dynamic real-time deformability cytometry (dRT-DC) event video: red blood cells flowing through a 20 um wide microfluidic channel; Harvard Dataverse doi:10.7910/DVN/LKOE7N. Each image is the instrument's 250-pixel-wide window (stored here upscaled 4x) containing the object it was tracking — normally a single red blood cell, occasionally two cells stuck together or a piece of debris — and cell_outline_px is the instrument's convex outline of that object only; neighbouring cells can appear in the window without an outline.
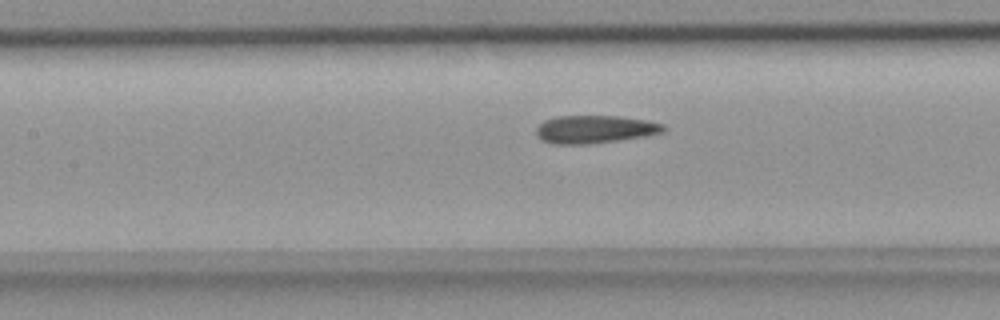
{"species": "common noctule bat (a hibernating species)", "species_latin": "Nyctalus noctula", "temperature_condition": "room temperature", "stored_images_in_passage": 32, "camera_frame_rate_fps": 3000, "um_per_image_px": 0.085, "animal": {"sex": "female", "body_mass_g": 18.4}, "frame": {"image": 1, "passage_image": 7, "time_ms": 2.0, "image_size_px": [1000, 320], "cell_outline_px": [[668, 128], [664, 132], [648, 136], [592, 144], [552, 144], [540, 140], [536, 136], [536, 128], [544, 120], [556, 116], [616, 116], [644, 120], [664, 124]], "centroid_in_image_um": [50.56, 11.0], "position_along_channel_um": 156.8, "area_um2": 20.98}}
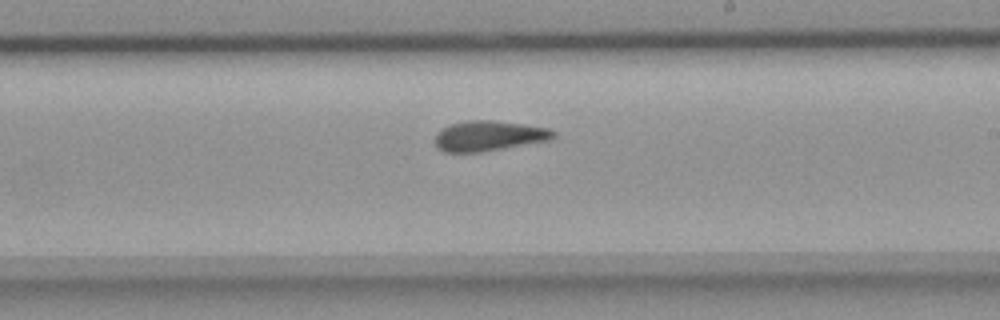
{"frame": {"image": 2, "passage_image": 14, "time_ms": 4.333, "image_size_px": [1000, 320], "cell_outline_px": [[556, 136], [548, 140], [480, 152], [444, 152], [436, 148], [436, 132], [440, 128], [452, 124], [468, 120], [492, 120], [524, 124], [548, 128], [556, 132]], "centroid_in_image_um": [41.52, 11.54], "position_along_channel_um": 247.5, "area_um2": 20.75}}
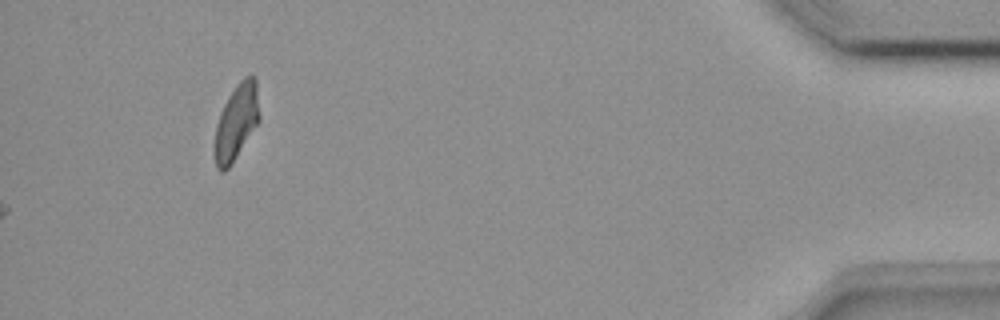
{"frame": {"image": 3, "passage_image": 32, "time_ms": 10.333, "image_size_px": [1000, 320], "cell_outline_px": [[260, 120], [228, 168], [224, 172], [220, 172], [216, 168], [212, 152], [212, 148], [216, 124], [220, 112], [228, 96], [236, 84], [244, 76], [252, 72], [256, 76], [260, 116]], "centroid_in_image_um": [20.06, 10.35], "position_along_channel_um": 415.1, "area_um2": 20.35}}